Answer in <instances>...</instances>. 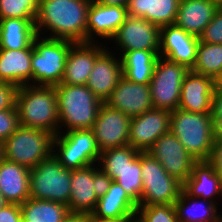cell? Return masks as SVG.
<instances>
[{
	"mask_svg": "<svg viewBox=\"0 0 222 222\" xmlns=\"http://www.w3.org/2000/svg\"><path fill=\"white\" fill-rule=\"evenodd\" d=\"M122 76L121 58L106 48L96 58L86 86L104 103Z\"/></svg>",
	"mask_w": 222,
	"mask_h": 222,
	"instance_id": "20",
	"label": "cell"
},
{
	"mask_svg": "<svg viewBox=\"0 0 222 222\" xmlns=\"http://www.w3.org/2000/svg\"><path fill=\"white\" fill-rule=\"evenodd\" d=\"M208 162L222 180V133L216 132L212 153Z\"/></svg>",
	"mask_w": 222,
	"mask_h": 222,
	"instance_id": "40",
	"label": "cell"
},
{
	"mask_svg": "<svg viewBox=\"0 0 222 222\" xmlns=\"http://www.w3.org/2000/svg\"><path fill=\"white\" fill-rule=\"evenodd\" d=\"M191 70L216 79L222 71V44L199 42Z\"/></svg>",
	"mask_w": 222,
	"mask_h": 222,
	"instance_id": "33",
	"label": "cell"
},
{
	"mask_svg": "<svg viewBox=\"0 0 222 222\" xmlns=\"http://www.w3.org/2000/svg\"><path fill=\"white\" fill-rule=\"evenodd\" d=\"M199 40L204 43L222 44V7L217 9Z\"/></svg>",
	"mask_w": 222,
	"mask_h": 222,
	"instance_id": "37",
	"label": "cell"
},
{
	"mask_svg": "<svg viewBox=\"0 0 222 222\" xmlns=\"http://www.w3.org/2000/svg\"><path fill=\"white\" fill-rule=\"evenodd\" d=\"M127 16V7L91 2L88 9L86 42L109 41Z\"/></svg>",
	"mask_w": 222,
	"mask_h": 222,
	"instance_id": "19",
	"label": "cell"
},
{
	"mask_svg": "<svg viewBox=\"0 0 222 222\" xmlns=\"http://www.w3.org/2000/svg\"><path fill=\"white\" fill-rule=\"evenodd\" d=\"M210 1L215 3L218 7H222V0H210Z\"/></svg>",
	"mask_w": 222,
	"mask_h": 222,
	"instance_id": "50",
	"label": "cell"
},
{
	"mask_svg": "<svg viewBox=\"0 0 222 222\" xmlns=\"http://www.w3.org/2000/svg\"><path fill=\"white\" fill-rule=\"evenodd\" d=\"M70 184L69 212L91 215L98 201L94 190L96 189V164L72 170Z\"/></svg>",
	"mask_w": 222,
	"mask_h": 222,
	"instance_id": "21",
	"label": "cell"
},
{
	"mask_svg": "<svg viewBox=\"0 0 222 222\" xmlns=\"http://www.w3.org/2000/svg\"><path fill=\"white\" fill-rule=\"evenodd\" d=\"M17 90L14 84L0 81V111L16 106Z\"/></svg>",
	"mask_w": 222,
	"mask_h": 222,
	"instance_id": "39",
	"label": "cell"
},
{
	"mask_svg": "<svg viewBox=\"0 0 222 222\" xmlns=\"http://www.w3.org/2000/svg\"><path fill=\"white\" fill-rule=\"evenodd\" d=\"M211 114L216 132L222 133V89H215Z\"/></svg>",
	"mask_w": 222,
	"mask_h": 222,
	"instance_id": "41",
	"label": "cell"
},
{
	"mask_svg": "<svg viewBox=\"0 0 222 222\" xmlns=\"http://www.w3.org/2000/svg\"><path fill=\"white\" fill-rule=\"evenodd\" d=\"M215 85H216V88L222 89V71L220 72V74L215 79Z\"/></svg>",
	"mask_w": 222,
	"mask_h": 222,
	"instance_id": "47",
	"label": "cell"
},
{
	"mask_svg": "<svg viewBox=\"0 0 222 222\" xmlns=\"http://www.w3.org/2000/svg\"><path fill=\"white\" fill-rule=\"evenodd\" d=\"M114 47L121 58L126 52L133 50L159 51L160 50V27L142 17L128 15L124 23L107 43ZM117 47V48H116ZM119 49V50H118Z\"/></svg>",
	"mask_w": 222,
	"mask_h": 222,
	"instance_id": "11",
	"label": "cell"
},
{
	"mask_svg": "<svg viewBox=\"0 0 222 222\" xmlns=\"http://www.w3.org/2000/svg\"><path fill=\"white\" fill-rule=\"evenodd\" d=\"M158 57L159 51L126 52L121 57L123 76L135 83L150 84Z\"/></svg>",
	"mask_w": 222,
	"mask_h": 222,
	"instance_id": "30",
	"label": "cell"
},
{
	"mask_svg": "<svg viewBox=\"0 0 222 222\" xmlns=\"http://www.w3.org/2000/svg\"><path fill=\"white\" fill-rule=\"evenodd\" d=\"M0 222H23L20 204H6L0 210Z\"/></svg>",
	"mask_w": 222,
	"mask_h": 222,
	"instance_id": "42",
	"label": "cell"
},
{
	"mask_svg": "<svg viewBox=\"0 0 222 222\" xmlns=\"http://www.w3.org/2000/svg\"><path fill=\"white\" fill-rule=\"evenodd\" d=\"M137 222H179L174 204L138 205Z\"/></svg>",
	"mask_w": 222,
	"mask_h": 222,
	"instance_id": "36",
	"label": "cell"
},
{
	"mask_svg": "<svg viewBox=\"0 0 222 222\" xmlns=\"http://www.w3.org/2000/svg\"><path fill=\"white\" fill-rule=\"evenodd\" d=\"M19 125L59 133L55 86L25 85L18 87L16 103Z\"/></svg>",
	"mask_w": 222,
	"mask_h": 222,
	"instance_id": "2",
	"label": "cell"
},
{
	"mask_svg": "<svg viewBox=\"0 0 222 222\" xmlns=\"http://www.w3.org/2000/svg\"><path fill=\"white\" fill-rule=\"evenodd\" d=\"M170 131L197 162L209 160L216 135L211 113L177 108L170 113Z\"/></svg>",
	"mask_w": 222,
	"mask_h": 222,
	"instance_id": "4",
	"label": "cell"
},
{
	"mask_svg": "<svg viewBox=\"0 0 222 222\" xmlns=\"http://www.w3.org/2000/svg\"><path fill=\"white\" fill-rule=\"evenodd\" d=\"M30 169L3 159L0 163V191L8 203L23 204L30 198Z\"/></svg>",
	"mask_w": 222,
	"mask_h": 222,
	"instance_id": "25",
	"label": "cell"
},
{
	"mask_svg": "<svg viewBox=\"0 0 222 222\" xmlns=\"http://www.w3.org/2000/svg\"><path fill=\"white\" fill-rule=\"evenodd\" d=\"M170 113L152 108L132 117L128 145L139 152H147L161 135L170 131Z\"/></svg>",
	"mask_w": 222,
	"mask_h": 222,
	"instance_id": "14",
	"label": "cell"
},
{
	"mask_svg": "<svg viewBox=\"0 0 222 222\" xmlns=\"http://www.w3.org/2000/svg\"><path fill=\"white\" fill-rule=\"evenodd\" d=\"M8 202L5 200L2 192L0 191V210L6 205Z\"/></svg>",
	"mask_w": 222,
	"mask_h": 222,
	"instance_id": "48",
	"label": "cell"
},
{
	"mask_svg": "<svg viewBox=\"0 0 222 222\" xmlns=\"http://www.w3.org/2000/svg\"><path fill=\"white\" fill-rule=\"evenodd\" d=\"M39 0H0V20L36 19Z\"/></svg>",
	"mask_w": 222,
	"mask_h": 222,
	"instance_id": "35",
	"label": "cell"
},
{
	"mask_svg": "<svg viewBox=\"0 0 222 222\" xmlns=\"http://www.w3.org/2000/svg\"><path fill=\"white\" fill-rule=\"evenodd\" d=\"M218 8L210 0H180L174 24L199 38Z\"/></svg>",
	"mask_w": 222,
	"mask_h": 222,
	"instance_id": "24",
	"label": "cell"
},
{
	"mask_svg": "<svg viewBox=\"0 0 222 222\" xmlns=\"http://www.w3.org/2000/svg\"><path fill=\"white\" fill-rule=\"evenodd\" d=\"M104 103L131 118L154 108L149 84L135 83L124 76Z\"/></svg>",
	"mask_w": 222,
	"mask_h": 222,
	"instance_id": "15",
	"label": "cell"
},
{
	"mask_svg": "<svg viewBox=\"0 0 222 222\" xmlns=\"http://www.w3.org/2000/svg\"><path fill=\"white\" fill-rule=\"evenodd\" d=\"M112 181L113 180L110 178V176L103 172L98 167V164H96V189L94 190L98 199L106 194Z\"/></svg>",
	"mask_w": 222,
	"mask_h": 222,
	"instance_id": "43",
	"label": "cell"
},
{
	"mask_svg": "<svg viewBox=\"0 0 222 222\" xmlns=\"http://www.w3.org/2000/svg\"><path fill=\"white\" fill-rule=\"evenodd\" d=\"M217 205L220 204L191 197L184 190L174 203L179 222H220L222 212Z\"/></svg>",
	"mask_w": 222,
	"mask_h": 222,
	"instance_id": "28",
	"label": "cell"
},
{
	"mask_svg": "<svg viewBox=\"0 0 222 222\" xmlns=\"http://www.w3.org/2000/svg\"><path fill=\"white\" fill-rule=\"evenodd\" d=\"M91 215L85 213L69 212L62 222H91Z\"/></svg>",
	"mask_w": 222,
	"mask_h": 222,
	"instance_id": "44",
	"label": "cell"
},
{
	"mask_svg": "<svg viewBox=\"0 0 222 222\" xmlns=\"http://www.w3.org/2000/svg\"><path fill=\"white\" fill-rule=\"evenodd\" d=\"M147 152L159 161L169 175L182 183L190 177L197 162L171 131L161 135Z\"/></svg>",
	"mask_w": 222,
	"mask_h": 222,
	"instance_id": "12",
	"label": "cell"
},
{
	"mask_svg": "<svg viewBox=\"0 0 222 222\" xmlns=\"http://www.w3.org/2000/svg\"><path fill=\"white\" fill-rule=\"evenodd\" d=\"M90 4L87 0H39L36 34L73 43L86 42Z\"/></svg>",
	"mask_w": 222,
	"mask_h": 222,
	"instance_id": "1",
	"label": "cell"
},
{
	"mask_svg": "<svg viewBox=\"0 0 222 222\" xmlns=\"http://www.w3.org/2000/svg\"><path fill=\"white\" fill-rule=\"evenodd\" d=\"M74 43L36 36L32 41V85L55 86L61 83L66 58Z\"/></svg>",
	"mask_w": 222,
	"mask_h": 222,
	"instance_id": "5",
	"label": "cell"
},
{
	"mask_svg": "<svg viewBox=\"0 0 222 222\" xmlns=\"http://www.w3.org/2000/svg\"><path fill=\"white\" fill-rule=\"evenodd\" d=\"M91 222H137L136 217H121L119 219H108L102 221H91Z\"/></svg>",
	"mask_w": 222,
	"mask_h": 222,
	"instance_id": "46",
	"label": "cell"
},
{
	"mask_svg": "<svg viewBox=\"0 0 222 222\" xmlns=\"http://www.w3.org/2000/svg\"><path fill=\"white\" fill-rule=\"evenodd\" d=\"M143 190L138 205L174 204L183 190V183L169 175L148 152H141Z\"/></svg>",
	"mask_w": 222,
	"mask_h": 222,
	"instance_id": "9",
	"label": "cell"
},
{
	"mask_svg": "<svg viewBox=\"0 0 222 222\" xmlns=\"http://www.w3.org/2000/svg\"><path fill=\"white\" fill-rule=\"evenodd\" d=\"M95 2L101 5H110V6L127 7L128 5L127 0H96Z\"/></svg>",
	"mask_w": 222,
	"mask_h": 222,
	"instance_id": "45",
	"label": "cell"
},
{
	"mask_svg": "<svg viewBox=\"0 0 222 222\" xmlns=\"http://www.w3.org/2000/svg\"><path fill=\"white\" fill-rule=\"evenodd\" d=\"M180 0H130L127 14L154 23L158 27L173 25Z\"/></svg>",
	"mask_w": 222,
	"mask_h": 222,
	"instance_id": "27",
	"label": "cell"
},
{
	"mask_svg": "<svg viewBox=\"0 0 222 222\" xmlns=\"http://www.w3.org/2000/svg\"><path fill=\"white\" fill-rule=\"evenodd\" d=\"M59 133L91 129L103 104L86 85H55Z\"/></svg>",
	"mask_w": 222,
	"mask_h": 222,
	"instance_id": "3",
	"label": "cell"
},
{
	"mask_svg": "<svg viewBox=\"0 0 222 222\" xmlns=\"http://www.w3.org/2000/svg\"><path fill=\"white\" fill-rule=\"evenodd\" d=\"M71 172L53 153L30 169V198L69 204L71 196Z\"/></svg>",
	"mask_w": 222,
	"mask_h": 222,
	"instance_id": "6",
	"label": "cell"
},
{
	"mask_svg": "<svg viewBox=\"0 0 222 222\" xmlns=\"http://www.w3.org/2000/svg\"><path fill=\"white\" fill-rule=\"evenodd\" d=\"M101 42L74 43L66 58L65 72L60 84L87 85L96 58L107 48Z\"/></svg>",
	"mask_w": 222,
	"mask_h": 222,
	"instance_id": "17",
	"label": "cell"
},
{
	"mask_svg": "<svg viewBox=\"0 0 222 222\" xmlns=\"http://www.w3.org/2000/svg\"><path fill=\"white\" fill-rule=\"evenodd\" d=\"M36 19L8 18L0 20V49H25L37 36Z\"/></svg>",
	"mask_w": 222,
	"mask_h": 222,
	"instance_id": "29",
	"label": "cell"
},
{
	"mask_svg": "<svg viewBox=\"0 0 222 222\" xmlns=\"http://www.w3.org/2000/svg\"><path fill=\"white\" fill-rule=\"evenodd\" d=\"M215 79L193 70L185 75L178 108L187 112L211 113Z\"/></svg>",
	"mask_w": 222,
	"mask_h": 222,
	"instance_id": "18",
	"label": "cell"
},
{
	"mask_svg": "<svg viewBox=\"0 0 222 222\" xmlns=\"http://www.w3.org/2000/svg\"><path fill=\"white\" fill-rule=\"evenodd\" d=\"M183 190L191 197H199L214 203L222 202V180L208 161L193 165L190 177L183 183Z\"/></svg>",
	"mask_w": 222,
	"mask_h": 222,
	"instance_id": "22",
	"label": "cell"
},
{
	"mask_svg": "<svg viewBox=\"0 0 222 222\" xmlns=\"http://www.w3.org/2000/svg\"><path fill=\"white\" fill-rule=\"evenodd\" d=\"M139 154L140 152L130 145L111 148L101 152L97 164L103 172H120Z\"/></svg>",
	"mask_w": 222,
	"mask_h": 222,
	"instance_id": "34",
	"label": "cell"
},
{
	"mask_svg": "<svg viewBox=\"0 0 222 222\" xmlns=\"http://www.w3.org/2000/svg\"><path fill=\"white\" fill-rule=\"evenodd\" d=\"M4 159V149H3V142L0 141V163Z\"/></svg>",
	"mask_w": 222,
	"mask_h": 222,
	"instance_id": "49",
	"label": "cell"
},
{
	"mask_svg": "<svg viewBox=\"0 0 222 222\" xmlns=\"http://www.w3.org/2000/svg\"><path fill=\"white\" fill-rule=\"evenodd\" d=\"M141 152L120 172H105L126 191L128 196L138 205L142 196L143 181L141 177Z\"/></svg>",
	"mask_w": 222,
	"mask_h": 222,
	"instance_id": "32",
	"label": "cell"
},
{
	"mask_svg": "<svg viewBox=\"0 0 222 222\" xmlns=\"http://www.w3.org/2000/svg\"><path fill=\"white\" fill-rule=\"evenodd\" d=\"M199 42L198 37L185 32L175 24L162 26L160 27L159 56L182 64L191 70L196 61Z\"/></svg>",
	"mask_w": 222,
	"mask_h": 222,
	"instance_id": "16",
	"label": "cell"
},
{
	"mask_svg": "<svg viewBox=\"0 0 222 222\" xmlns=\"http://www.w3.org/2000/svg\"><path fill=\"white\" fill-rule=\"evenodd\" d=\"M138 205L128 196L117 182L112 181L110 188L98 199L91 213L93 221L119 219L121 217H136Z\"/></svg>",
	"mask_w": 222,
	"mask_h": 222,
	"instance_id": "26",
	"label": "cell"
},
{
	"mask_svg": "<svg viewBox=\"0 0 222 222\" xmlns=\"http://www.w3.org/2000/svg\"><path fill=\"white\" fill-rule=\"evenodd\" d=\"M23 222H62L69 213L62 203L29 198L20 205Z\"/></svg>",
	"mask_w": 222,
	"mask_h": 222,
	"instance_id": "31",
	"label": "cell"
},
{
	"mask_svg": "<svg viewBox=\"0 0 222 222\" xmlns=\"http://www.w3.org/2000/svg\"><path fill=\"white\" fill-rule=\"evenodd\" d=\"M189 69L179 63L159 56L149 87L153 107L174 111L178 108L181 86Z\"/></svg>",
	"mask_w": 222,
	"mask_h": 222,
	"instance_id": "10",
	"label": "cell"
},
{
	"mask_svg": "<svg viewBox=\"0 0 222 222\" xmlns=\"http://www.w3.org/2000/svg\"><path fill=\"white\" fill-rule=\"evenodd\" d=\"M32 43L25 49H0V81L17 87L32 85Z\"/></svg>",
	"mask_w": 222,
	"mask_h": 222,
	"instance_id": "23",
	"label": "cell"
},
{
	"mask_svg": "<svg viewBox=\"0 0 222 222\" xmlns=\"http://www.w3.org/2000/svg\"><path fill=\"white\" fill-rule=\"evenodd\" d=\"M54 135L46 130L19 126L4 142V158L35 168L53 152Z\"/></svg>",
	"mask_w": 222,
	"mask_h": 222,
	"instance_id": "7",
	"label": "cell"
},
{
	"mask_svg": "<svg viewBox=\"0 0 222 222\" xmlns=\"http://www.w3.org/2000/svg\"><path fill=\"white\" fill-rule=\"evenodd\" d=\"M53 155L70 170L97 164L101 151L91 129L69 130L53 139Z\"/></svg>",
	"mask_w": 222,
	"mask_h": 222,
	"instance_id": "8",
	"label": "cell"
},
{
	"mask_svg": "<svg viewBox=\"0 0 222 222\" xmlns=\"http://www.w3.org/2000/svg\"><path fill=\"white\" fill-rule=\"evenodd\" d=\"M131 117L103 103L91 128L100 151L128 145Z\"/></svg>",
	"mask_w": 222,
	"mask_h": 222,
	"instance_id": "13",
	"label": "cell"
},
{
	"mask_svg": "<svg viewBox=\"0 0 222 222\" xmlns=\"http://www.w3.org/2000/svg\"><path fill=\"white\" fill-rule=\"evenodd\" d=\"M19 126L16 106L0 111V141L4 142Z\"/></svg>",
	"mask_w": 222,
	"mask_h": 222,
	"instance_id": "38",
	"label": "cell"
}]
</instances>
